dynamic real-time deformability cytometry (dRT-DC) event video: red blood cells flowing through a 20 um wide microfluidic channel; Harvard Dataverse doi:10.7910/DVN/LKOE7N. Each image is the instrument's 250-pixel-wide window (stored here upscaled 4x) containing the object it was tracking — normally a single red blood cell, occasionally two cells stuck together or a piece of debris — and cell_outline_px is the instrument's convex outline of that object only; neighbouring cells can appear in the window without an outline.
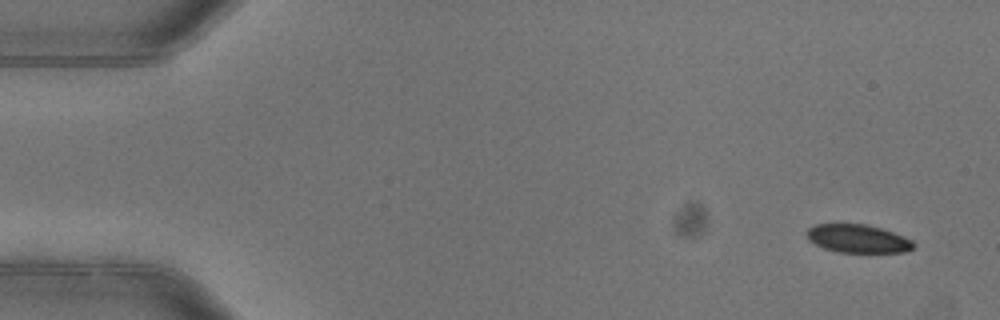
{"species": "common noctule bat (a hibernating species)", "species_latin": "Nyctalus noctula", "temperature_condition": "warm", "stored_images_in_passage": 4, "camera_frame_rate_fps": 3000, "um_per_image_px": 0.085, "animal": {"sex": "female"}, "frame": {"image": 1, "passage_image": 1, "time_ms": 0.0, "image_size_px": [1000, 320], "cell_outline_px": [[916, 248], [904, 252], [836, 252], [824, 248], [808, 240], [804, 232], [808, 228], [816, 224], [868, 224], [904, 236], [912, 240], [916, 244]], "centroid_in_image_um": [72.92, 20.28], "position_along_channel_um": 12.1, "area_um2": 17.74}}
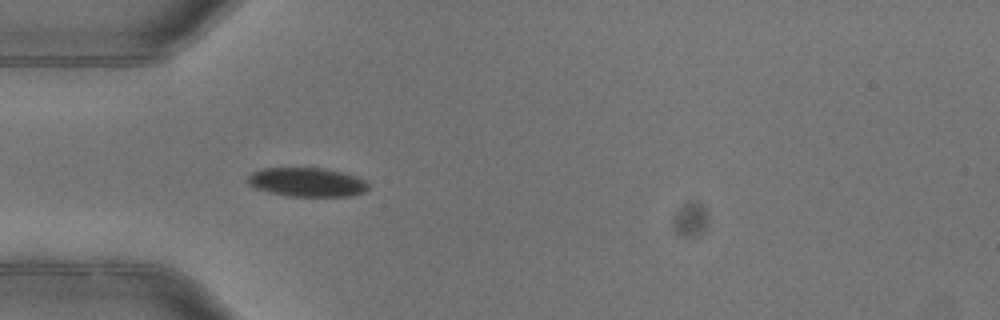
{"frame": {"image": 2, "passage_image": 4, "time_ms": 1.0, "image_size_px": [1000, 320], "cell_outline_px": [[368, 188], [364, 192], [352, 196], [288, 196], [268, 192], [256, 188], [248, 184], [248, 176], [252, 172], [264, 168], [320, 168], [344, 172], [364, 180], [368, 184]], "centroid_in_image_um": [26.09, 15.49], "position_along_channel_um": 58.9, "area_um2": 20.29}}